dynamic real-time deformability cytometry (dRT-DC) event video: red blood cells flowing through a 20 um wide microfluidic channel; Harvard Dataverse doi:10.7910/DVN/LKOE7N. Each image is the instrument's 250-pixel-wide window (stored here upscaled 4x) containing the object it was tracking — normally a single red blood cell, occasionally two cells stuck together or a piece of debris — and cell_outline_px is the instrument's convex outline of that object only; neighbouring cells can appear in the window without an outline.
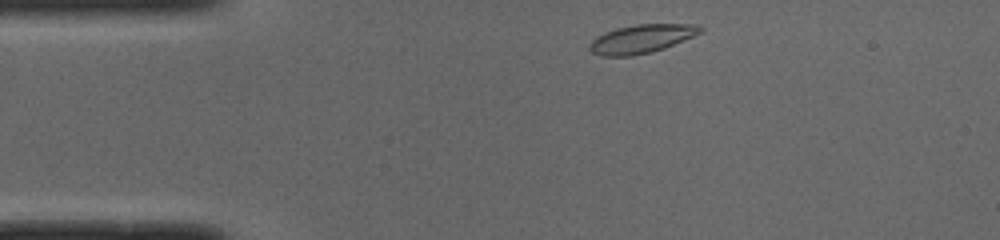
{"species": "common noctule bat (a hibernating species)", "species_latin": "Nyctalus noctula", "temperature_condition": "cold", "stored_images_in_passage": 42, "camera_frame_rate_fps": 3000, "um_per_image_px": 0.085, "animal": {"sex": "male", "body_mass_g": 19.0, "forearm_length_mm": 50.8}, "frame": {"image": 1, "passage_image": 1, "time_ms": 0.0, "image_size_px": [1000, 240], "cell_outline_px": [[704, 28], [700, 32], [692, 36], [664, 48], [652, 52], [632, 56], [600, 56], [592, 52], [588, 48], [588, 44], [596, 36], [604, 32], [616, 28], [636, 24], [696, 24]], "centroid_in_image_um": [54.47, 3.3], "position_along_channel_um": 30.5, "area_um2": 18.44}}
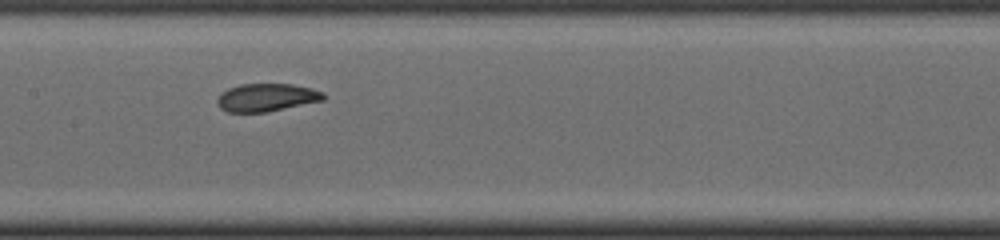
{"frame": {"image": 2, "passage_image": 16, "time_ms": 5.0, "image_size_px": [1000, 240], "cell_outline_px": [[328, 96], [324, 100], [268, 112], [228, 112], [220, 108], [216, 104], [216, 100], [220, 92], [228, 88], [240, 84], [292, 84], [312, 88], [324, 92]], "centroid_in_image_um": [22.66, 8.28], "position_along_channel_um": 184.7, "area_um2": 17.57}}
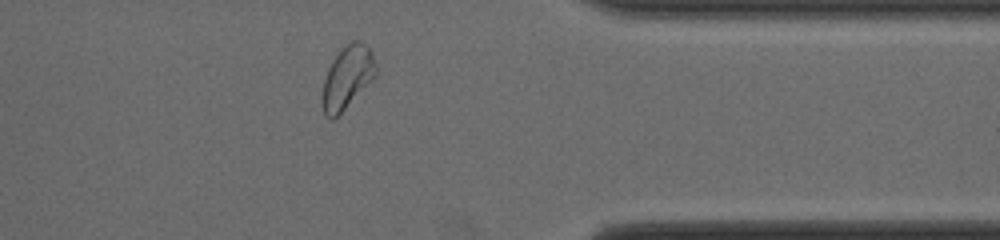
{"frame": {"image": 3, "passage_image": 32, "time_ms": 10.333, "image_size_px": [1000, 240], "cell_outline_px": [[376, 76], [332, 120], [328, 120], [324, 116], [324, 80], [328, 68], [332, 60], [340, 48], [352, 40], [360, 40], [368, 44], [372, 52], [376, 68]], "centroid_in_image_um": [29.54, 6.5], "position_along_channel_um": 381.9, "area_um2": 19.25}, "authors_computed_cell_mechanics": {"area_um2": 18.0914, "velocity_mm_per_s": 3.95, "shape_relaxation_time_tau1_ms": 3.6124, "shape_relaxation_time_tau2_ms": 0.9463, "deformation_change_tau1": 0.141, "deformation_change_tau2": 0.0507}}